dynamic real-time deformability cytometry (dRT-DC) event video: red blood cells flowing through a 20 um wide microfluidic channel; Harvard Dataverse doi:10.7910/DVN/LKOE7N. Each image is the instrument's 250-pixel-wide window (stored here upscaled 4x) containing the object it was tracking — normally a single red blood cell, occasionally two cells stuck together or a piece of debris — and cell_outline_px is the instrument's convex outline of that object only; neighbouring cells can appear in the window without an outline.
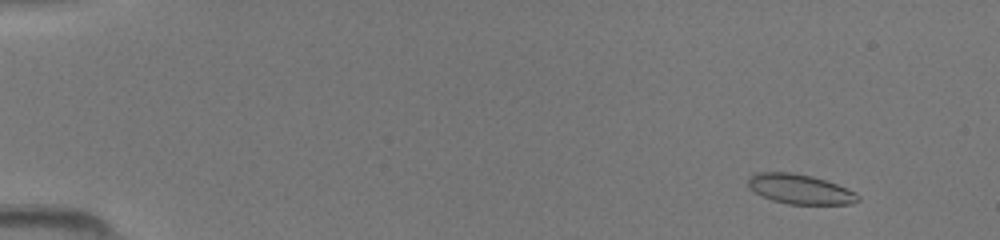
{"species": "common noctule bat (a hibernating species)", "species_latin": "Nyctalus noctula", "temperature_condition": "room temperature", "stored_images_in_passage": 50, "camera_frame_rate_fps": 3000, "um_per_image_px": 0.085, "animal": {"sex": "female", "body_mass_g": 19.5, "forearm_length_mm": 54.1}, "frame": {"image": 1, "passage_image": 5, "time_ms": 1.333, "image_size_px": [1000, 240], "cell_outline_px": [[860, 200], [848, 204], [788, 204], [772, 200], [748, 188], [748, 180], [756, 172], [792, 172], [812, 176], [836, 184], [856, 192], [860, 196]], "centroid_in_image_um": [68.01, 16.07], "position_along_channel_um": 17.0, "area_um2": 18.9}}
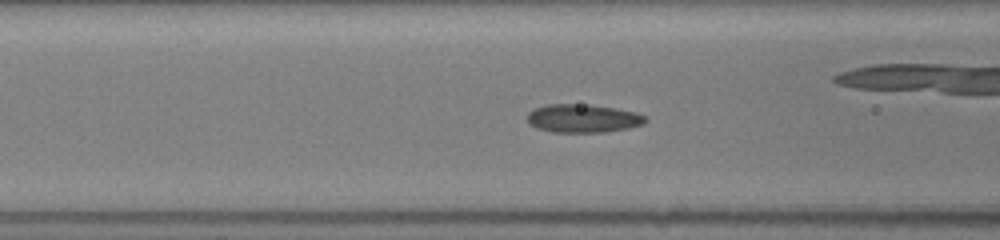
{"frame": {"image": 2, "passage_image": 21, "time_ms": 6.667, "image_size_px": [1000, 240], "cell_outline_px": [[648, 120], [644, 124], [628, 128], [604, 132], [552, 132], [536, 128], [528, 124], [528, 112], [532, 108], [544, 104], [592, 104], [616, 108], [636, 112], [648, 116]], "centroid_in_image_um": [49.55, 10.05], "position_along_channel_um": 117.0, "area_um2": 19.94}}
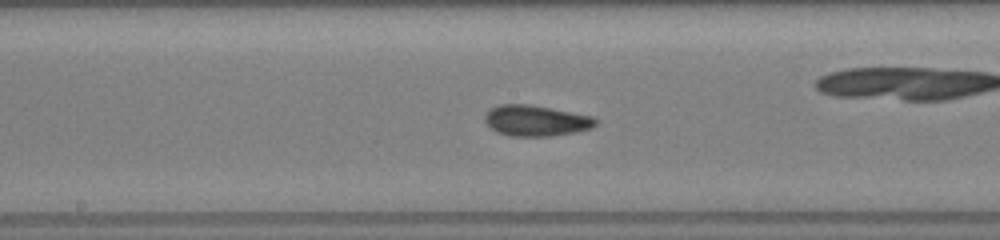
{"frame": {"image": 3, "passage_image": 27, "time_ms": 8.667, "image_size_px": [1000, 240], "cell_outline_px": [[600, 120], [592, 128], [576, 132], [548, 136], [508, 136], [496, 132], [484, 120], [484, 116], [488, 108], [500, 104], [528, 104], [592, 116]], "centroid_in_image_um": [45.54, 10.25], "position_along_channel_um": 202.7, "area_um2": 20.0}}